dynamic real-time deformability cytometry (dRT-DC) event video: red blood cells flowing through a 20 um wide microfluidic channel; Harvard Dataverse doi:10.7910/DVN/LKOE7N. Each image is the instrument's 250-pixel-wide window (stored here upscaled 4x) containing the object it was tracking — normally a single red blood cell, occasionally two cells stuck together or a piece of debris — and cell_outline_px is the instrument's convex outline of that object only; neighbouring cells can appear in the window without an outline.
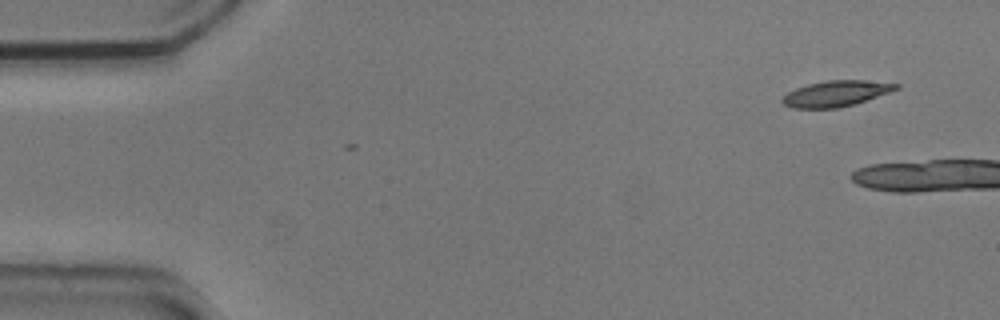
{"species": "common noctule bat (a hibernating species)", "species_latin": "Nyctalus noctula", "temperature_condition": "cold", "stored_images_in_passage": 9, "camera_frame_rate_fps": 3000, "um_per_image_px": 0.085, "animal": {"sex": "male", "body_mass_g": 20.5, "forearm_length_mm": 52.5}, "frame": {"image": 1, "passage_image": 2, "time_ms": 0.333, "image_size_px": [1000, 320], "cell_outline_px": [[900, 88], [852, 104], [836, 108], [792, 108], [784, 104], [780, 100], [788, 92], [796, 88], [808, 84], [828, 80], [864, 80], [900, 84]], "centroid_in_image_um": [71.02, 7.94], "position_along_channel_um": 14.0, "area_um2": 16.76}}